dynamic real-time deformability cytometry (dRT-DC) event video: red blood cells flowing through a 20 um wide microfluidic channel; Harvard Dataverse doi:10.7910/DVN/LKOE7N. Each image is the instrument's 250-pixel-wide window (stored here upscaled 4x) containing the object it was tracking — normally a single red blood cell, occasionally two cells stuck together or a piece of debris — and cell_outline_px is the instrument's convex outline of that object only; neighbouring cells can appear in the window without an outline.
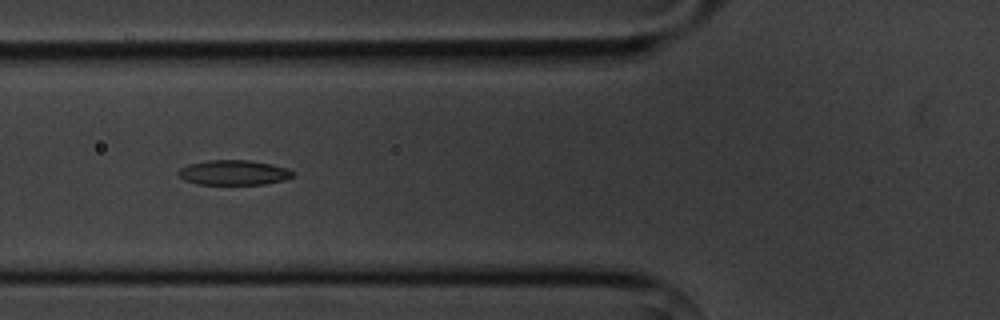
{"species": "common noctule bat (a hibernating species)", "species_latin": "Nyctalus noctula", "temperature_condition": "cold", "stored_images_in_passage": 10, "camera_frame_rate_fps": 3000, "um_per_image_px": 0.085, "animal": {"sex": "male", "body_mass_g": 20.1, "forearm_length_mm": 53.5}, "frame": {"image": 1, "passage_image": 5, "time_ms": 5.0, "image_size_px": [1000, 320], "cell_outline_px": [[292, 176], [284, 180], [264, 184], [196, 184], [184, 180], [176, 172], [180, 168], [188, 164], [208, 160], [252, 160], [272, 164], [288, 168], [292, 172]], "centroid_in_image_um": [19.83, 14.66], "position_along_channel_um": 106.0, "area_um2": 16.65}}
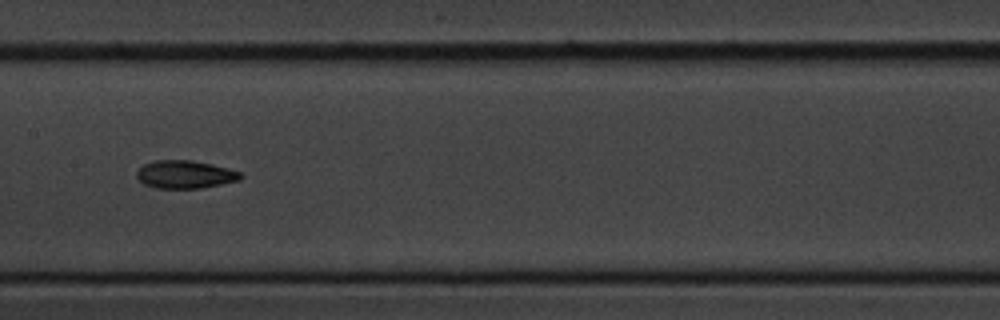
{"frame": {"image": 2, "passage_image": 7, "time_ms": 7.333, "image_size_px": [1000, 320], "cell_outline_px": [[244, 176], [240, 180], [200, 188], [156, 188], [144, 184], [136, 176], [136, 172], [144, 164], [152, 160], [192, 160], [212, 164], [228, 168], [240, 172]], "centroid_in_image_um": [15.73, 14.82], "position_along_channel_um": 191.7, "area_um2": 16.94}}
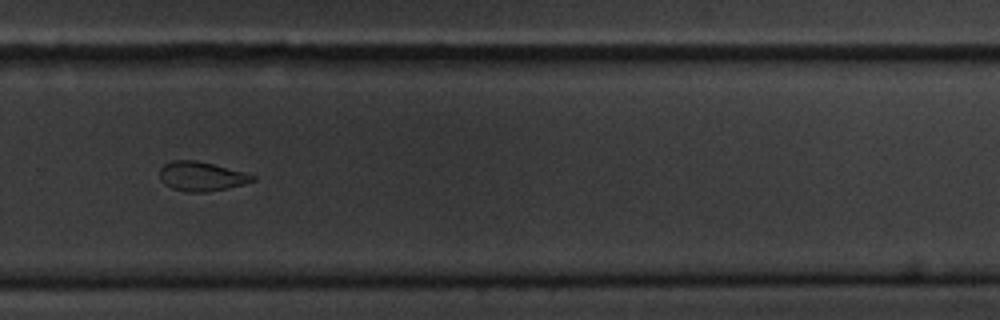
{"frame": {"image": 3, "passage_image": 10, "time_ms": 10.667, "image_size_px": [1000, 320], "cell_outline_px": [[256, 180], [244, 184], [204, 192], [188, 192], [172, 188], [164, 184], [160, 180], [160, 168], [164, 164], [172, 160], [196, 160], [248, 172], [256, 176]], "centroid_in_image_um": [17.13, 14.97], "position_along_channel_um": 312.7, "area_um2": 15.95}}